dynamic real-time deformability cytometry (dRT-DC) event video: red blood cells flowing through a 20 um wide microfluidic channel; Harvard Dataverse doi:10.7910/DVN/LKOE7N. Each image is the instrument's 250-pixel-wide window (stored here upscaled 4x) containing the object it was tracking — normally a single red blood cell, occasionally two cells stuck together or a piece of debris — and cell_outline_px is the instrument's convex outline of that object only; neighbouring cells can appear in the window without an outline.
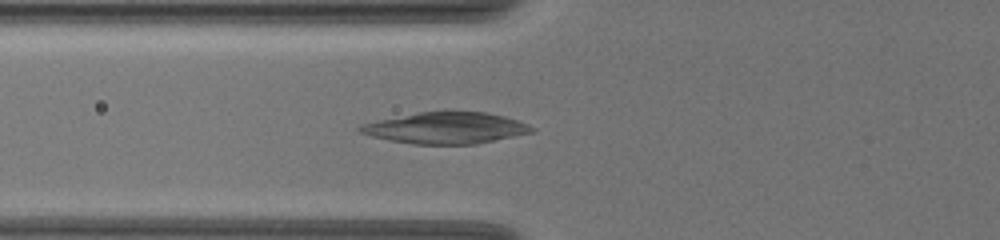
{"species": "common noctule bat (a hibernating species)", "species_latin": "Nyctalus noctula", "temperature_condition": "warm", "stored_images_in_passage": 51, "camera_frame_rate_fps": 3000, "um_per_image_px": 0.085, "animal": {"sex": "female", "body_mass_g": 19.5, "forearm_length_mm": 54.1}, "frame": {"image": 1, "passage_image": 17, "time_ms": 5.333, "image_size_px": [1000, 240], "cell_outline_px": [[536, 132], [476, 144], [416, 144], [388, 140], [372, 136], [360, 132], [356, 128], [360, 124], [420, 112], [448, 108], [484, 112], [504, 116], [528, 124], [536, 128]], "centroid_in_image_um": [37.95, 10.85], "position_along_channel_um": 87.8, "area_um2": 32.08}}
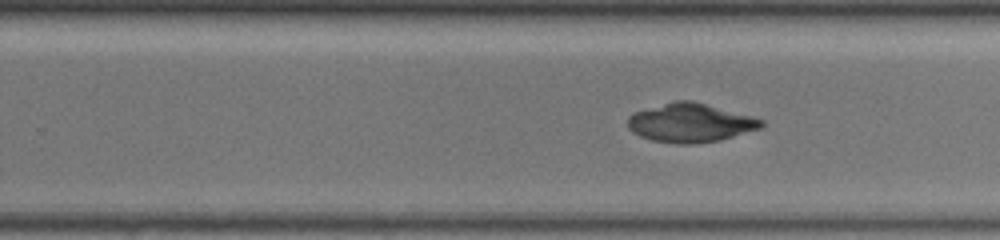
{"frame": {"image": 2, "passage_image": 32, "time_ms": 10.333, "image_size_px": [1000, 240], "cell_outline_px": [[764, 124], [760, 128], [720, 140], [692, 144], [680, 144], [652, 140], [640, 136], [632, 132], [628, 128], [628, 116], [632, 112], [676, 100], [692, 100], [752, 116], [764, 120]], "centroid_in_image_um": [58.66, 10.43], "position_along_channel_um": 271.1, "area_um2": 30.17}}
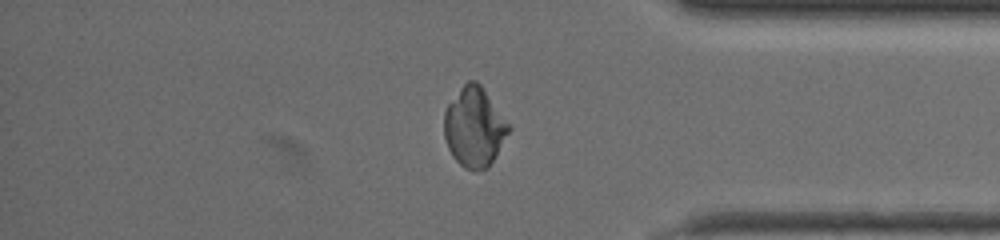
{"frame": {"image": 3, "passage_image": 43, "time_ms": 14.0, "image_size_px": [1000, 240], "cell_outline_px": [[512, 128], [496, 156], [488, 168], [472, 172], [464, 168], [452, 156], [448, 148], [444, 136], [444, 112], [448, 104], [460, 88], [468, 80], [476, 80], [480, 84], [512, 124]], "centroid_in_image_um": [40.35, 10.82], "position_along_channel_um": 394.9, "area_um2": 30.46}}